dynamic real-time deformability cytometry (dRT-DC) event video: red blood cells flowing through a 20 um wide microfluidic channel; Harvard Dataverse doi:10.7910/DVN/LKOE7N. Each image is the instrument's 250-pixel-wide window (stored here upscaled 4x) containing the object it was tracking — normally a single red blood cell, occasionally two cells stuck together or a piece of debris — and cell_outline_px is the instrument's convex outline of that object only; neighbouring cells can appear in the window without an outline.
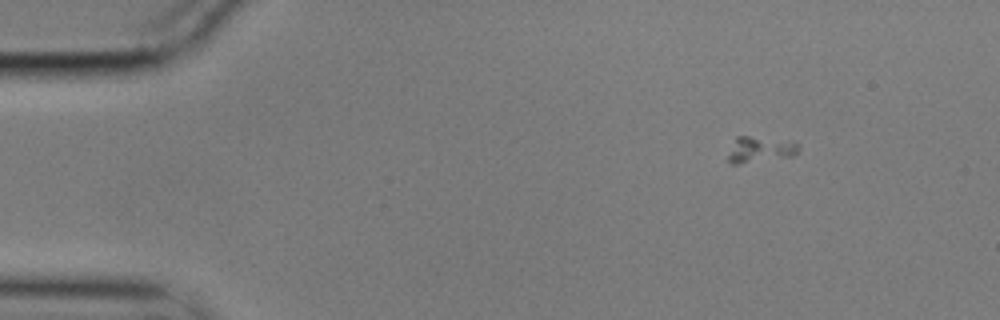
{"species": "common noctule bat (a hibernating species)", "species_latin": "Nyctalus noctula", "temperature_condition": "cold", "stored_images_in_passage": 46, "camera_frame_rate_fps": 3000, "um_per_image_px": 0.085, "animal": {"sex": "male", "body_mass_g": 17.9}, "frame": {"image": 1, "passage_image": 7, "time_ms": 2.0, "image_size_px": [1000, 320], "cell_outline_px": [[800, 152], [796, 156], [740, 164], [732, 164], [728, 160], [728, 156], [736, 136], [748, 136], [796, 140], [800, 144]], "centroid_in_image_um": [64.73, 12.7], "position_along_channel_um": 20.3, "area_um2": 11.16}}